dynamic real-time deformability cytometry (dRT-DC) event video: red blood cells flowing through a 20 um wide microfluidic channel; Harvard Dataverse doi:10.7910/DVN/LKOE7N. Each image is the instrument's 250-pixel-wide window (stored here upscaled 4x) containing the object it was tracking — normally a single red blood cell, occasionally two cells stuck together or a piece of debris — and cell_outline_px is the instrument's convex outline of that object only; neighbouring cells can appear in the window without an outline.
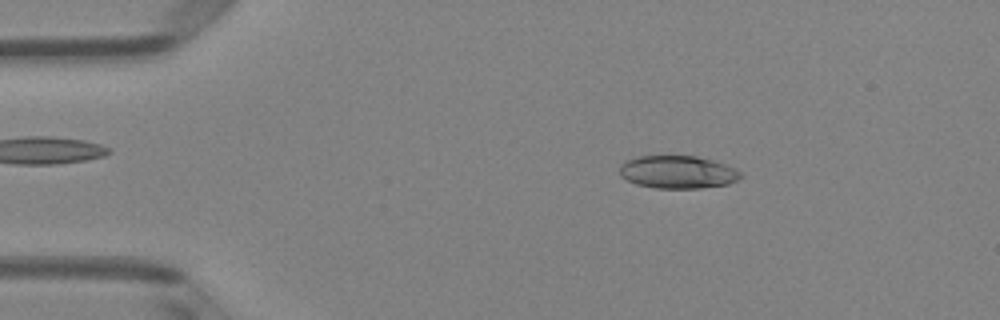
{"species": "Egyptian fruit bat (a non-hibernating species)", "species_latin": "Rousettus aegyptiacus", "temperature_condition": "room temperature", "stored_images_in_passage": 49, "camera_frame_rate_fps": 3000, "um_per_image_px": 0.085, "animal": {"sex": "female"}, "frame": {"image": 1, "passage_image": 8, "time_ms": 2.333, "image_size_px": [1000, 320], "cell_outline_px": [[744, 176], [728, 184], [700, 188], [656, 188], [636, 184], [620, 176], [620, 164], [624, 160], [636, 156], [696, 156], [712, 160], [736, 168]], "centroid_in_image_um": [57.59, 14.62], "position_along_channel_um": 27.4, "area_um2": 23.24}}
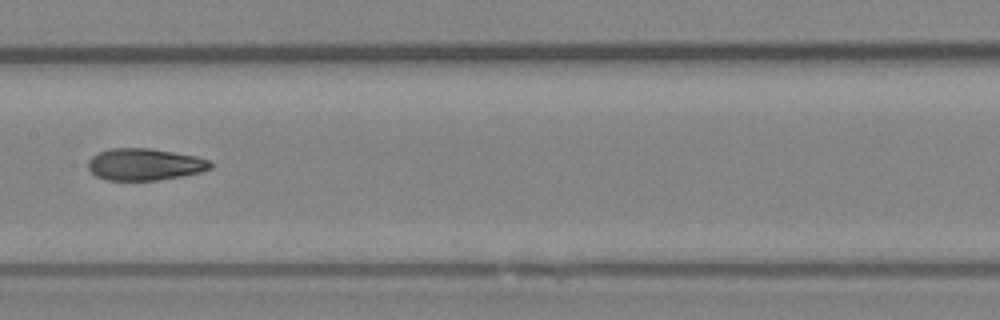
{"frame": {"image": 2, "passage_image": 25, "time_ms": 8.0, "image_size_px": [1000, 320], "cell_outline_px": [[212, 168], [200, 172], [180, 176], [156, 180], [104, 180], [96, 176], [88, 168], [88, 160], [92, 156], [100, 152], [112, 148], [148, 148], [196, 156], [208, 160], [212, 164]], "centroid_in_image_um": [12.27, 13.97], "position_along_channel_um": 195.1, "area_um2": 22.54}}
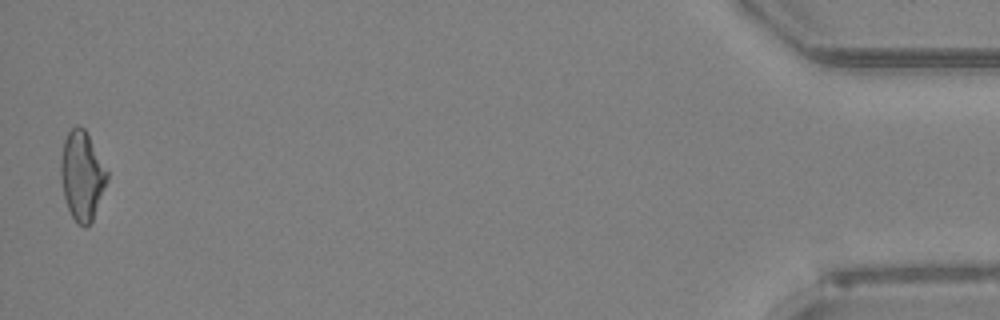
{"frame": {"image": 3, "passage_image": 49, "time_ms": 16.0, "image_size_px": [1000, 320], "cell_outline_px": [[108, 180], [92, 220], [84, 228], [76, 224], [68, 208], [64, 196], [60, 176], [60, 160], [64, 140], [68, 132], [76, 124], [84, 128], [108, 172]], "centroid_in_image_um": [6.95, 14.94], "position_along_channel_um": 428.2, "area_um2": 23.87}, "authors_computed_cell_mechanics": {"area_um2": 23.2934, "velocity_mm_per_s": 4.0555, "shape_relaxation_time_tau1_ms": 5.3894, "shape_relaxation_time_tau2_ms": 2.3187, "deformation_change_tau1": 0.1868, "deformation_change_tau2": 0.0933}}